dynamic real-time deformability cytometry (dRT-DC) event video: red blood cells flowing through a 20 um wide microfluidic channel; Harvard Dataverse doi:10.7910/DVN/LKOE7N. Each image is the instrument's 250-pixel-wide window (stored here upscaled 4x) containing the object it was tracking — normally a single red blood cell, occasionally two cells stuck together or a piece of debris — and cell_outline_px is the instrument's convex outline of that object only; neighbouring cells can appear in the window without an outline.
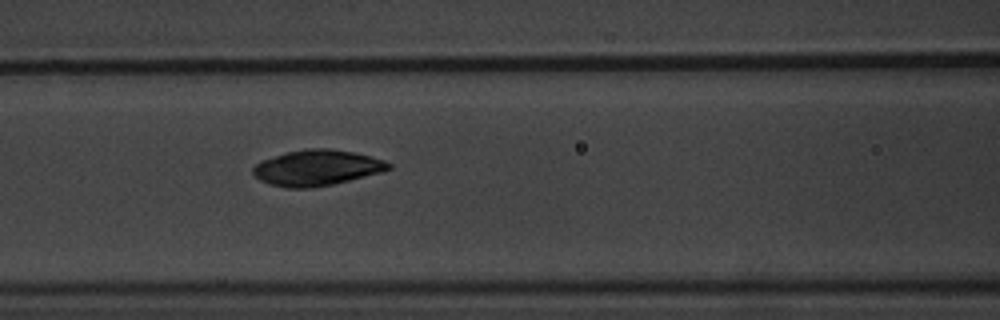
{"species": "common noctule bat (a hibernating species)", "species_latin": "Nyctalus noctula", "temperature_condition": "warm", "stored_images_in_passage": 6, "segment_of_instrument_passage": [1, 2], "camera_frame_rate_fps": 3000, "um_per_image_px": 0.085, "animal": {"sex": "male", "body_mass_g": 20.1, "forearm_length_mm": 53.5}, "frame": {"image": 1, "passage_image": 5, "time_ms": 4.667, "image_size_px": [1000, 320], "cell_outline_px": [[392, 168], [384, 172], [332, 184], [312, 188], [288, 188], [268, 184], [260, 180], [252, 172], [252, 168], [256, 164], [264, 160], [288, 152], [308, 148], [328, 148], [352, 152], [384, 160], [392, 164]], "centroid_in_image_um": [26.96, 14.27], "position_along_channel_um": 139.6, "area_um2": 28.03}}